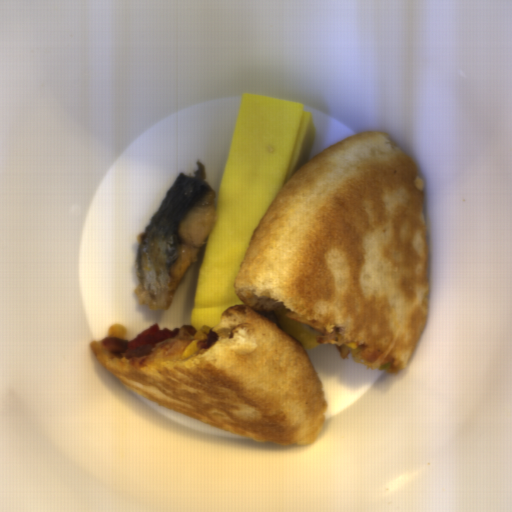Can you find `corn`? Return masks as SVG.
I'll return each mask as SVG.
<instances>
[{
	"label": "corn",
	"mask_w": 512,
	"mask_h": 512,
	"mask_svg": "<svg viewBox=\"0 0 512 512\" xmlns=\"http://www.w3.org/2000/svg\"><path fill=\"white\" fill-rule=\"evenodd\" d=\"M198 339L197 340H193L183 351L182 353V358H186V357H190L194 352L197 351V349L199 348L198 346Z\"/></svg>",
	"instance_id": "corn-1"
}]
</instances>
